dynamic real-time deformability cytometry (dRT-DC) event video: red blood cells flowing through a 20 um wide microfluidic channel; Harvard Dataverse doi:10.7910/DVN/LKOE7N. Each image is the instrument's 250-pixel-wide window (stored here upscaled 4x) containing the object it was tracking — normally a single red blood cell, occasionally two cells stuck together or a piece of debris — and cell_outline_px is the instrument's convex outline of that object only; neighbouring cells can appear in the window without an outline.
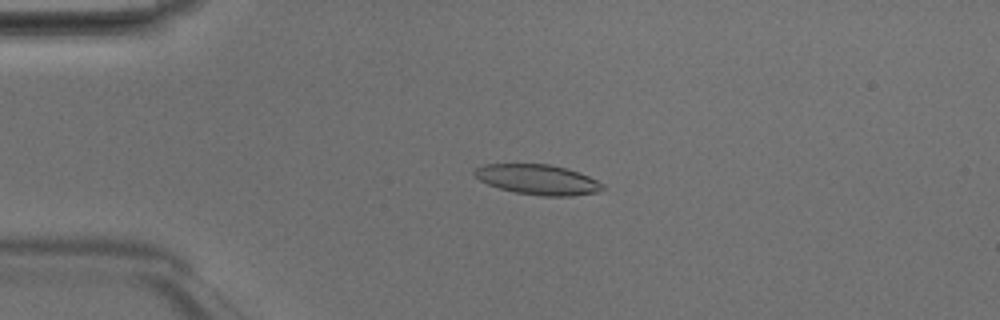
{"species": "Egyptian fruit bat (a non-hibernating species)", "species_latin": "Rousettus aegyptiacus", "temperature_condition": "room temperature", "stored_images_in_passage": 48, "camera_frame_rate_fps": 3000, "um_per_image_px": 0.085, "animal": {"sex": "male"}, "frame": {"image": 1, "passage_image": 11, "time_ms": 3.333, "image_size_px": [1000, 320], "cell_outline_px": [[604, 188], [596, 192], [572, 196], [544, 196], [516, 192], [500, 188], [488, 184], [480, 180], [472, 172], [476, 168], [484, 164], [548, 164], [564, 168], [588, 176], [604, 184]], "centroid_in_image_um": [45.7, 15.26], "position_along_channel_um": 39.3, "area_um2": 22.14}}
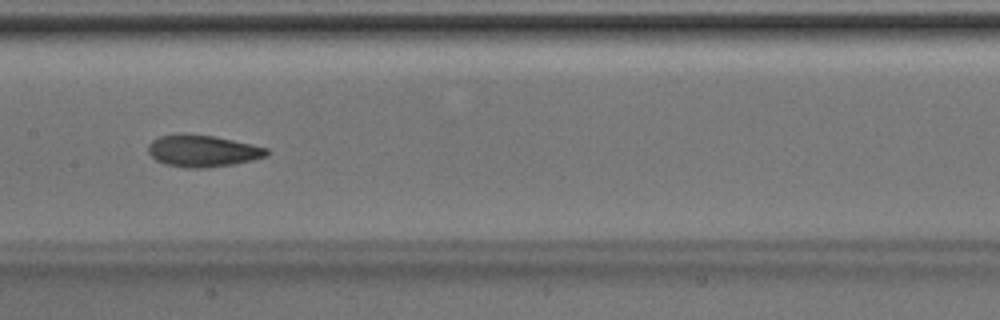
{"frame": {"image": 2, "passage_image": 24, "time_ms": 7.667, "image_size_px": [1000, 320], "cell_outline_px": [[268, 156], [252, 160], [232, 164], [208, 168], [184, 168], [164, 164], [156, 160], [148, 152], [148, 144], [152, 140], [160, 136], [180, 132], [184, 132], [212, 136], [252, 144], [268, 148]], "centroid_in_image_um": [17.19, 12.82], "position_along_channel_um": 190.2, "area_um2": 22.25}}
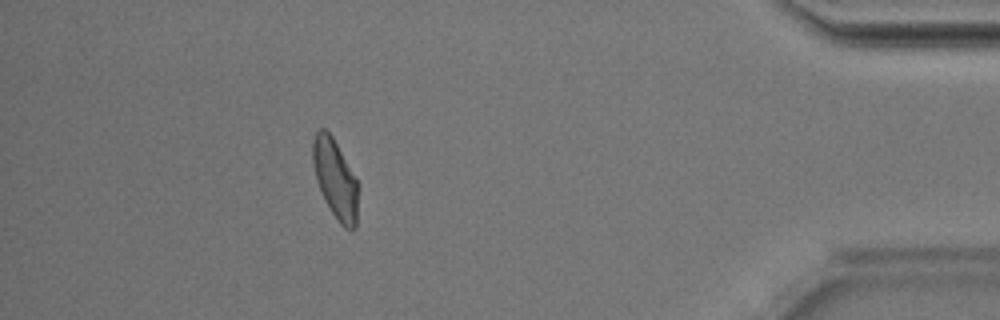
{"frame": {"image": 3, "passage_image": 43, "time_ms": 14.0, "image_size_px": [1000, 320], "cell_outline_px": [[360, 184], [356, 228], [352, 232], [344, 228], [340, 224], [324, 200], [316, 180], [312, 164], [312, 140], [316, 132], [320, 128], [324, 128], [332, 136]], "centroid_in_image_um": [28.52, 15.25], "position_along_channel_um": 406.7, "area_um2": 21.5}, "authors_computed_cell_mechanics": {"area_um2": 21.964, "velocity_mm_per_s": 4.1978, "shape_relaxation_time_tau1_ms": 4.8339, "shape_relaxation_time_tau2_ms": 2.2331, "deformation_change_tau1": 0.1596, "deformation_change_tau2": 0.0898}}